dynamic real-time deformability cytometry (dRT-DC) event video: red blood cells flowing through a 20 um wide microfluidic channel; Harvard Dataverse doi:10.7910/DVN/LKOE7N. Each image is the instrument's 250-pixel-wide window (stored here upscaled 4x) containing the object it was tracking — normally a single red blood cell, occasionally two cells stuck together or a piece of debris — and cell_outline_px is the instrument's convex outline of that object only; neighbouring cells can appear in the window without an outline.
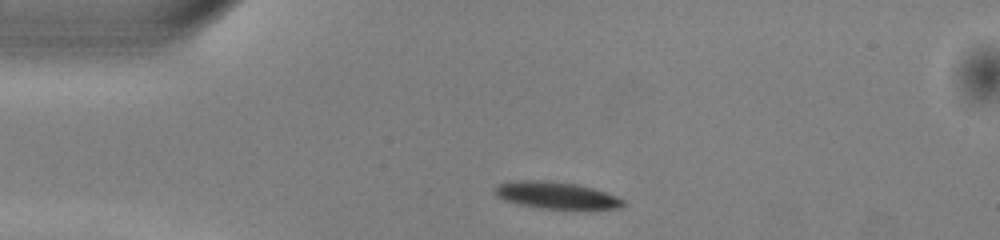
{"species": "common noctule bat (a hibernating species)", "species_latin": "Nyctalus noctula", "temperature_condition": "warm", "stored_images_in_passage": 41, "camera_frame_rate_fps": 3000, "um_per_image_px": 0.085, "animal": {"sex": "male", "body_mass_g": 13.0, "forearm_length_mm": 53.1}, "frame": {"image": 1, "passage_image": 2, "time_ms": 0.333, "image_size_px": [1000, 240], "cell_outline_px": [[624, 204], [620, 208], [540, 208], [516, 204], [504, 200], [496, 196], [492, 188], [496, 184], [512, 180], [548, 180], [576, 184], [592, 188], [616, 196], [624, 200]], "centroid_in_image_um": [47.16, 16.58], "position_along_channel_um": 37.8, "area_um2": 20.11}}
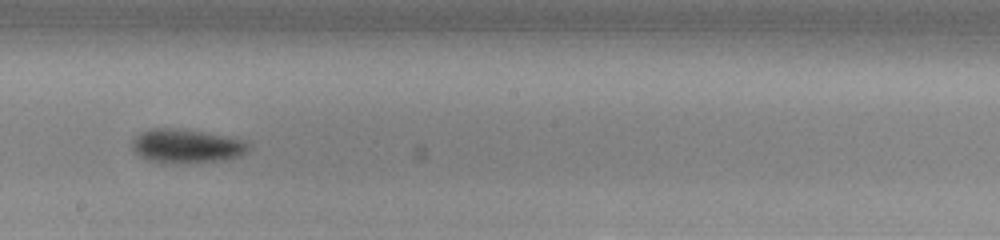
{"frame": {"image": 2, "passage_image": 19, "time_ms": 6.0, "image_size_px": [1000, 240], "cell_outline_px": [[248, 148], [240, 156], [224, 160], [188, 164], [184, 164], [148, 160], [140, 156], [132, 148], [132, 140], [140, 132], [152, 128], [176, 128], [204, 132], [224, 136], [240, 140], [248, 144]], "centroid_in_image_um": [15.8, 12.42], "position_along_channel_um": 232.4, "area_um2": 22.83}}
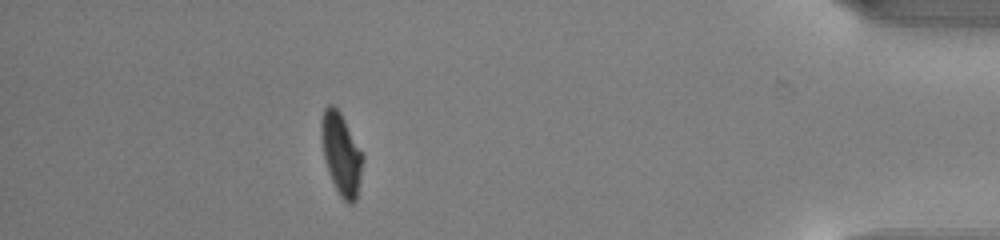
{"frame": {"image": 3, "passage_image": 36, "time_ms": 11.667, "image_size_px": [1000, 240], "cell_outline_px": [[364, 160], [356, 200], [352, 204], [348, 204], [340, 196], [328, 172], [324, 160], [320, 128], [320, 124], [324, 108], [328, 104], [332, 104], [340, 112], [364, 156]], "centroid_in_image_um": [29.0, 13.09], "position_along_channel_um": 406.2, "area_um2": 19.71}, "authors_computed_cell_mechanics": {"area_um2": 21.2126, "velocity_mm_per_s": 4.0155, "shape_relaxation_time_tau1_ms": 1.9731, "shape_relaxation_time_tau2_ms": null, "deformation_change_tau1": 0.1438, "deformation_change_tau2": null}}